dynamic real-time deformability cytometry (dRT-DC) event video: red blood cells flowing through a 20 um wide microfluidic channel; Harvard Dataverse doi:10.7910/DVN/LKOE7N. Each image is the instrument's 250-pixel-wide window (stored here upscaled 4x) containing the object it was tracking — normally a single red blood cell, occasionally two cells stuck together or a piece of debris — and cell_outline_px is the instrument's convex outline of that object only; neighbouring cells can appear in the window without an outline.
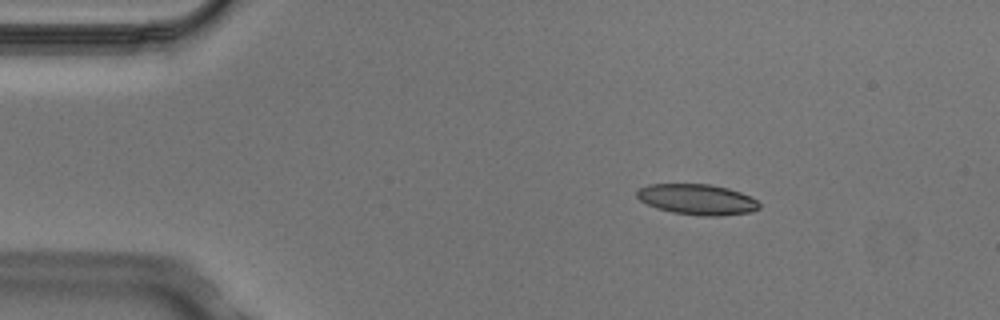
{"species": "Egyptian fruit bat (a non-hibernating species)", "species_latin": "Rousettus aegyptiacus", "temperature_condition": "cold", "stored_images_in_passage": 3, "camera_frame_rate_fps": 3000, "um_per_image_px": 0.085, "animal": {"sex": "male"}, "frame": {"image": 1, "passage_image": 1, "time_ms": 0.0, "image_size_px": [1000, 320], "cell_outline_px": [[760, 208], [752, 212], [720, 216], [704, 216], [672, 212], [656, 208], [640, 200], [636, 196], [636, 192], [640, 188], [648, 184], [708, 184], [728, 188], [740, 192], [756, 200], [760, 204]], "centroid_in_image_um": [59.26, 16.95], "position_along_channel_um": 25.7, "area_um2": 21.79}}
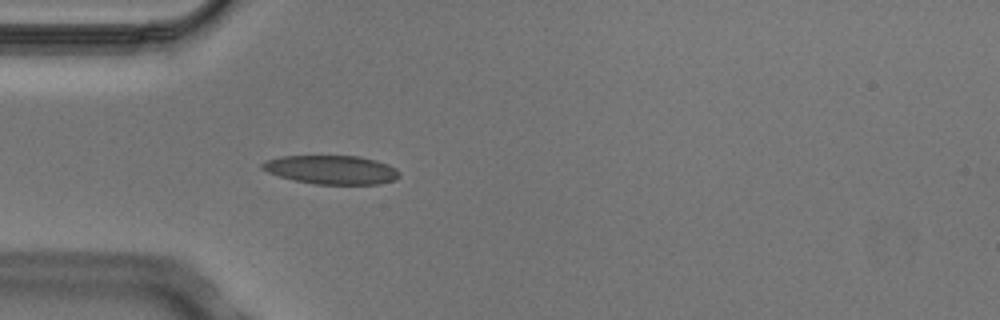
{"frame": {"image": 2, "passage_image": 3, "time_ms": 0.667, "image_size_px": [1000, 320], "cell_outline_px": [[400, 176], [396, 180], [380, 184], [316, 184], [296, 180], [280, 176], [268, 172], [260, 168], [260, 164], [268, 160], [280, 156], [360, 156], [376, 160], [388, 164], [396, 168], [400, 172]], "centroid_in_image_um": [28.22, 14.42], "position_along_channel_um": 56.8, "area_um2": 23.0}}